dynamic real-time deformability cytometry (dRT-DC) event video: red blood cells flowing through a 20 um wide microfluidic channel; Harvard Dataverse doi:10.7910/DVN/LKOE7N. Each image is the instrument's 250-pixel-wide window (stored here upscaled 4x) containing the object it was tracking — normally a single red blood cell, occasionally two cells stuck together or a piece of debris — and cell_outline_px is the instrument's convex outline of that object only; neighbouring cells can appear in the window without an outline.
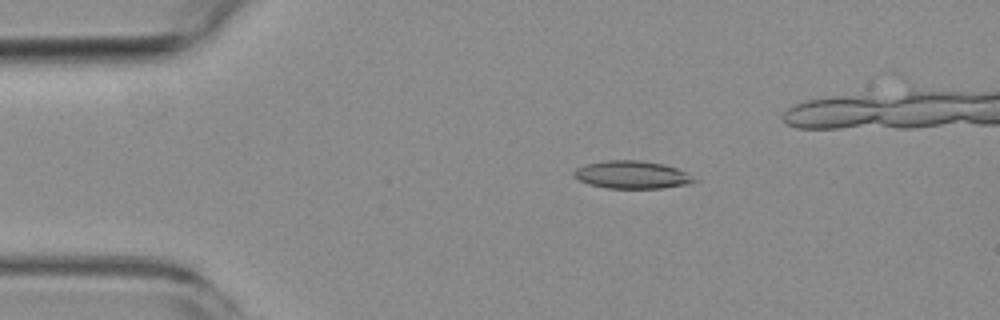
{"species": "common noctule bat (a hibernating species)", "species_latin": "Nyctalus noctula", "temperature_condition": "room temperature", "stored_images_in_passage": 4, "camera_frame_rate_fps": 3000, "um_per_image_px": 0.085, "animal": {"sex": "female", "body_mass_g": 19.3, "forearm_length_mm": 54.1}, "frame": {"image": 1, "passage_image": 2, "time_ms": 1.333, "image_size_px": [1000, 320], "cell_outline_px": [[696, 180], [688, 184], [660, 188], [608, 188], [588, 184], [580, 180], [572, 172], [576, 168], [584, 164], [604, 160], [640, 160], [664, 164], [676, 168], [684, 172]], "centroid_in_image_um": [53.66, 14.84], "position_along_channel_um": 31.3, "area_um2": 19.25}}